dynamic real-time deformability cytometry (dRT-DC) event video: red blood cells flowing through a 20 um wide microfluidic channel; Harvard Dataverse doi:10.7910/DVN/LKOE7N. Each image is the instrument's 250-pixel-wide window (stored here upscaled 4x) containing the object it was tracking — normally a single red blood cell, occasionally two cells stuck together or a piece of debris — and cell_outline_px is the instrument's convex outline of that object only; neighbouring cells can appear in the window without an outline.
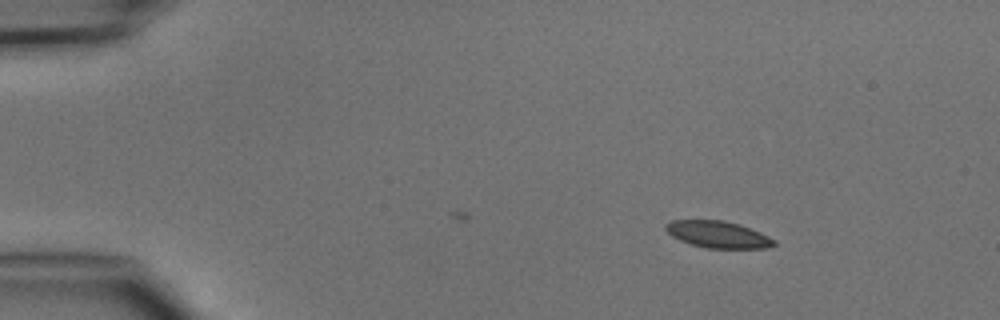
{"species": "common noctule bat (a hibernating species)", "species_latin": "Nyctalus noctula", "temperature_condition": "cold", "stored_images_in_passage": 4, "camera_frame_rate_fps": 3000, "um_per_image_px": 0.085, "animal": {"sex": "male", "body_mass_g": 15.6}, "frame": {"image": 1, "passage_image": 4, "time_ms": 3.333, "image_size_px": [1000, 320], "cell_outline_px": [[776, 244], [768, 248], [708, 248], [692, 244], [680, 240], [672, 236], [664, 228], [664, 224], [672, 220], [724, 220], [760, 232], [776, 240]], "centroid_in_image_um": [61.02, 19.93], "position_along_channel_um": 24.0, "area_um2": 16.76}}